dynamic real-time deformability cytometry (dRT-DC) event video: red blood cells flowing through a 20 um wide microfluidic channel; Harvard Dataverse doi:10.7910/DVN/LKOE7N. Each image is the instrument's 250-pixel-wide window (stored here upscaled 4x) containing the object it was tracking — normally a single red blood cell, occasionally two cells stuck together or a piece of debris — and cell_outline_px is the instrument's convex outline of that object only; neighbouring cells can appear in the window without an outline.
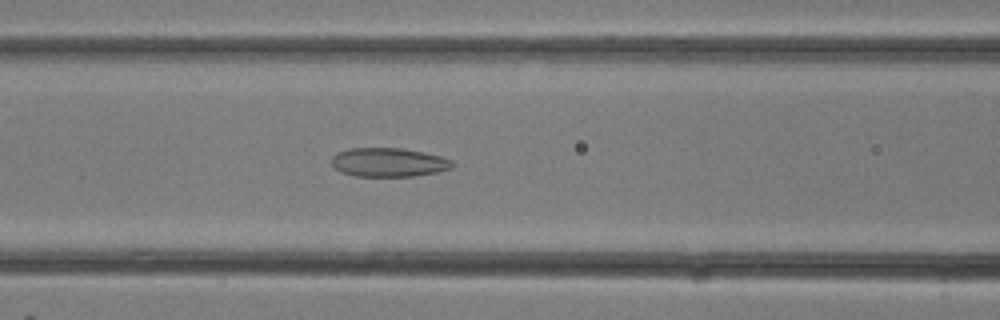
{"species": "common noctule bat (a hibernating species)", "species_latin": "Nyctalus noctula", "temperature_condition": "room temperature", "stored_images_in_passage": 13, "camera_frame_rate_fps": 3000, "um_per_image_px": 0.085, "animal": {"sex": "female"}, "frame": {"image": 1, "passage_image": 11, "time_ms": 3.333, "image_size_px": [1000, 320], "cell_outline_px": [[456, 164], [452, 168], [436, 172], [412, 176], [356, 176], [340, 172], [332, 164], [332, 156], [348, 148], [400, 148], [440, 156], [452, 160]], "centroid_in_image_um": [33.04, 13.8], "position_along_channel_um": 133.6, "area_um2": 20.17}}
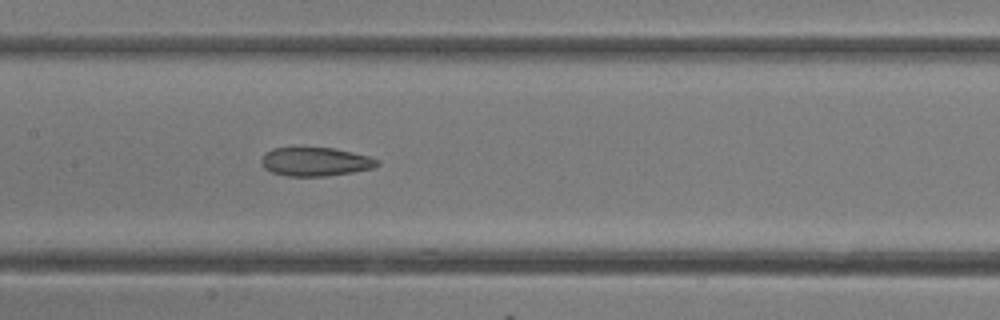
{"frame": {"image": 2, "passage_image": 13, "time_ms": 4.0, "image_size_px": [1000, 320], "cell_outline_px": [[380, 164], [372, 168], [352, 172], [328, 176], [288, 176], [272, 172], [264, 168], [260, 164], [260, 160], [264, 152], [272, 148], [336, 148], [368, 156], [380, 160]], "centroid_in_image_um": [26.78, 13.74], "position_along_channel_um": 180.6, "area_um2": 19.48}}